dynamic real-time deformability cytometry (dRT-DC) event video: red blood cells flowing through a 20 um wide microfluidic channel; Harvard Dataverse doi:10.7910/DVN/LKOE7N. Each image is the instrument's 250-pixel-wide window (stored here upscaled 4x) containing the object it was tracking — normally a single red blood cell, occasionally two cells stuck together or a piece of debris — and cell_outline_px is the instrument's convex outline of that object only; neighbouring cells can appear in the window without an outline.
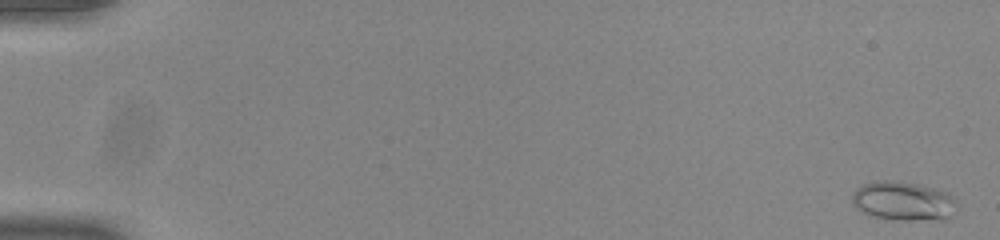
{"species": "common noctule bat (a hibernating species)", "species_latin": "Nyctalus noctula", "temperature_condition": "room temperature", "stored_images_in_passage": 55, "camera_frame_rate_fps": 3000, "um_per_image_px": 0.085, "animal": {"sex": "male", "body_mass_g": 20.0, "forearm_length_mm": 53.3}, "frame": {"image": 1, "passage_image": 2, "time_ms": 0.333, "image_size_px": [1000, 240], "cell_outline_px": [[956, 204], [952, 216], [944, 220], [892, 220], [872, 216], [856, 208], [852, 200], [852, 196], [856, 188], [864, 184], [876, 180], [888, 180], [920, 184], [936, 188], [948, 192], [956, 200]], "centroid_in_image_um": [76.81, 17.09], "position_along_channel_um": 8.2, "area_um2": 24.16}}
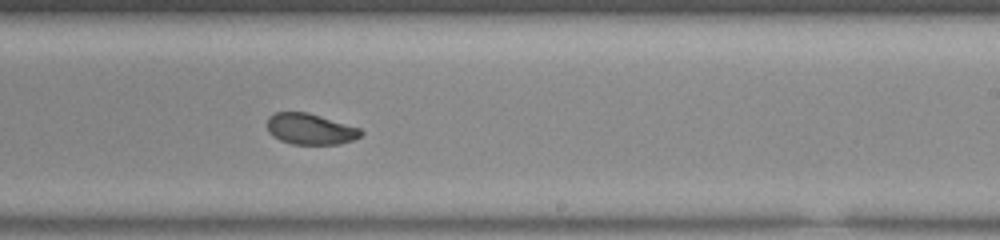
{"frame": {"image": 2, "passage_image": 35, "time_ms": 11.333, "image_size_px": [1000, 240], "cell_outline_px": [[364, 132], [360, 136], [352, 140], [340, 144], [292, 144], [280, 140], [272, 136], [268, 132], [268, 116], [276, 112], [308, 112], [360, 128]], "centroid_in_image_um": [26.36, 10.97], "position_along_channel_um": 262.6, "area_um2": 16.94}}
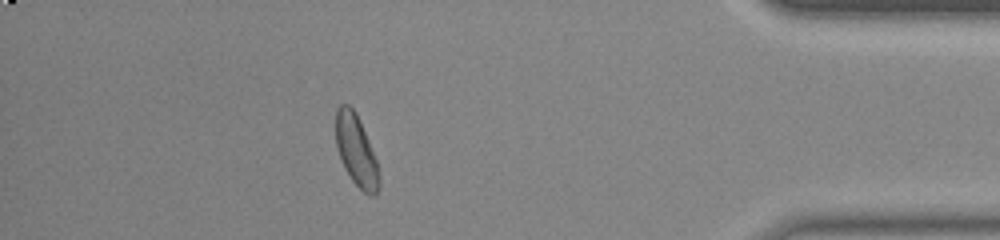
{"frame": {"image": 3, "passage_image": 49, "time_ms": 16.0, "image_size_px": [1000, 240], "cell_outline_px": [[380, 184], [376, 196], [368, 196], [352, 180], [344, 168], [336, 148], [336, 108], [340, 104], [348, 104], [356, 112], [368, 140], [376, 160], [380, 176]], "centroid_in_image_um": [30.28, 12.82], "position_along_channel_um": 404.9, "area_um2": 17.98}, "authors_computed_cell_mechanics": {"area_um2": 18.0336, "velocity_mm_per_s": 3.8755, "shape_relaxation_time_tau1_ms": 9.5459, "shape_relaxation_time_tau2_ms": 2.8731, "deformation_change_tau1": 0.17, "deformation_change_tau2": 0.0668}}